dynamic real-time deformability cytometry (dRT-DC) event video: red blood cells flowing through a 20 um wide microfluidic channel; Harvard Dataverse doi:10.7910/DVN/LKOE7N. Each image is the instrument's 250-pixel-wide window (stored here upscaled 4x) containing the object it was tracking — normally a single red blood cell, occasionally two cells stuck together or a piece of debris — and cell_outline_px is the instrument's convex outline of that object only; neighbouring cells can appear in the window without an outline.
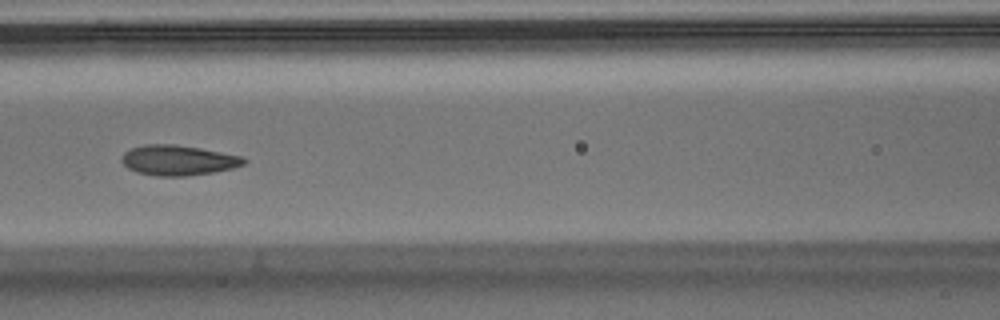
{"species": "Egyptian fruit bat (a non-hibernating species)", "species_latin": "Rousettus aegyptiacus", "temperature_condition": "warm", "stored_images_in_passage": 48, "camera_frame_rate_fps": 3000, "um_per_image_px": 0.085, "animal": {"sex": "male"}, "frame": {"image": 1, "passage_image": 23, "time_ms": 7.333, "image_size_px": [1000, 320], "cell_outline_px": [[248, 160], [244, 164], [232, 168], [212, 172], [184, 176], [156, 176], [136, 172], [128, 168], [120, 160], [124, 152], [132, 148], [144, 144], [176, 144], [200, 148], [244, 156]], "centroid_in_image_um": [15.14, 13.61], "position_along_channel_um": 151.5, "area_um2": 21.56}}
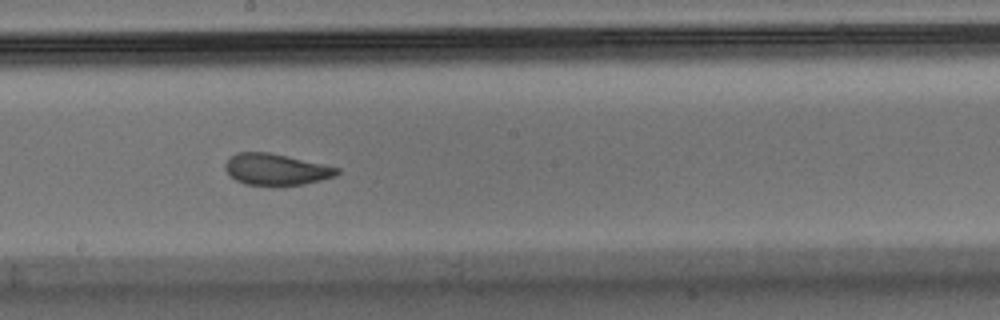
{"frame": {"image": 2, "passage_image": 29, "time_ms": 9.333, "image_size_px": [1000, 320], "cell_outline_px": [[340, 172], [336, 176], [304, 184], [244, 184], [236, 180], [224, 168], [224, 164], [236, 152], [268, 152], [288, 156], [340, 168]], "centroid_in_image_um": [23.48, 14.38], "position_along_channel_um": 224.7, "area_um2": 20.06}}
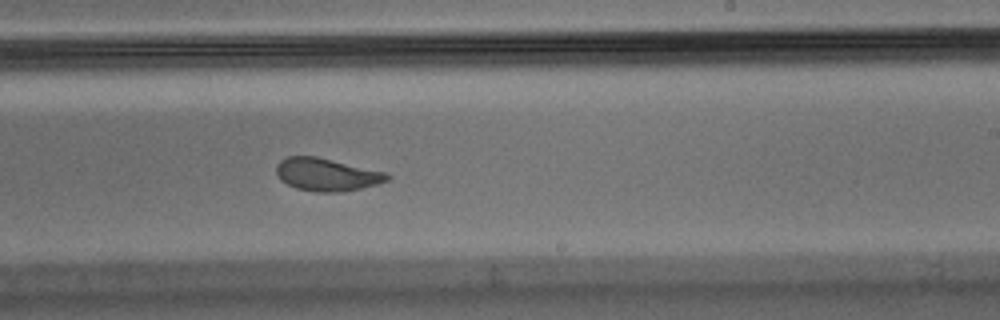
{"frame": {"image": 3, "passage_image": 32, "time_ms": 10.333, "image_size_px": [1000, 320], "cell_outline_px": [[392, 176], [388, 180], [376, 184], [360, 188], [340, 192], [316, 192], [296, 188], [280, 180], [276, 172], [276, 164], [280, 160], [288, 156], [316, 156], [388, 172]], "centroid_in_image_um": [27.77, 14.83], "position_along_channel_um": 261.2, "area_um2": 21.27}, "authors_computed_cell_mechanics": {"area_um2": 21.2415, "velocity_mm_per_s": 3.6682, "shape_relaxation_time_tau1_ms": 4.5352, "shape_relaxation_time_tau2_ms": 1.614, "deformation_change_tau1": 0.1443, "deformation_change_tau2": 0.0784}}